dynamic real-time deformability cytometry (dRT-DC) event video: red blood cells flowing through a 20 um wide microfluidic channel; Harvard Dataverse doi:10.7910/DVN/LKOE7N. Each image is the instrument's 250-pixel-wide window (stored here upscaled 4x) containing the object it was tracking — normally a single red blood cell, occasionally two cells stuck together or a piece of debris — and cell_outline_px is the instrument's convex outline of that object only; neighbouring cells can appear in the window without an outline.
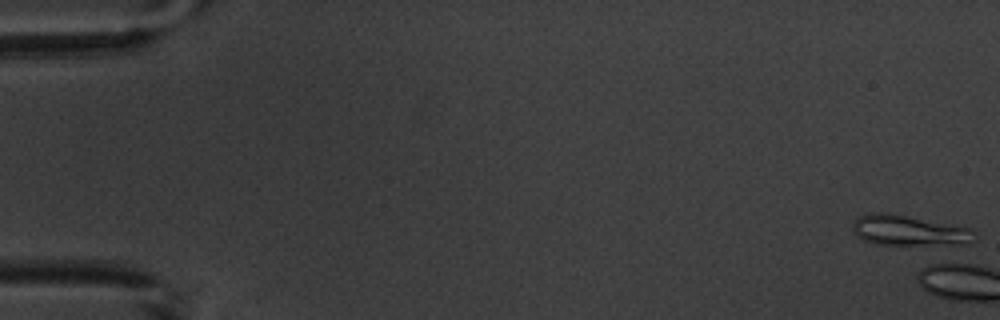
{"species": "common noctule bat (a hibernating species)", "species_latin": "Nyctalus noctula", "temperature_condition": "warm", "stored_images_in_passage": 2, "camera_frame_rate_fps": 3000, "um_per_image_px": 0.085, "animal": {"sex": "male", "body_mass_g": 20.1, "forearm_length_mm": 53.5}, "frame": {"image": 1, "passage_image": 1, "time_ms": 0.0, "image_size_px": [1000, 320], "cell_outline_px": [[976, 240], [968, 244], [876, 244], [864, 240], [852, 232], [852, 224], [860, 216], [872, 212], [884, 212], [972, 228]], "centroid_in_image_um": [77.26, 19.59], "position_along_channel_um": 7.7, "area_um2": 21.33}}